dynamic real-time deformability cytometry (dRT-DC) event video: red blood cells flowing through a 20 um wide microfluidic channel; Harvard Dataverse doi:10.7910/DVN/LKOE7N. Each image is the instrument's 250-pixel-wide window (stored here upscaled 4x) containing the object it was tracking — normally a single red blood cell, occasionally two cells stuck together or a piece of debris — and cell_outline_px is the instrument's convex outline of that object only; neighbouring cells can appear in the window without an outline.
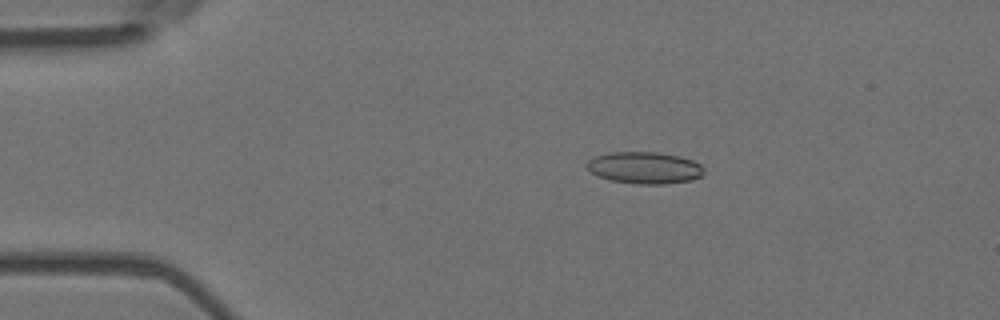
{"species": "Egyptian fruit bat (a non-hibernating species)", "species_latin": "Rousettus aegyptiacus", "temperature_condition": "room temperature", "stored_images_in_passage": 54, "camera_frame_rate_fps": 3000, "um_per_image_px": 0.085, "animal": {"sex": "female"}, "frame": {"image": 1, "passage_image": 9, "time_ms": 2.667, "image_size_px": [1000, 320], "cell_outline_px": [[704, 172], [700, 176], [692, 180], [664, 184], [636, 184], [612, 180], [596, 176], [584, 164], [588, 160], [596, 156], [608, 152], [656, 152], [680, 156], [692, 160], [700, 164], [704, 168]], "centroid_in_image_um": [54.78, 14.26], "position_along_channel_um": 30.2, "area_um2": 21.79}}
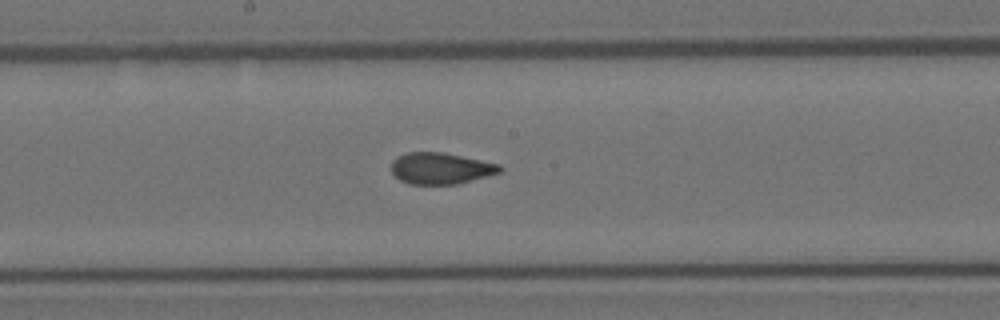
{"frame": {"image": 2, "passage_image": 28, "time_ms": 9.0, "image_size_px": [1000, 320], "cell_outline_px": [[504, 168], [500, 172], [456, 184], [408, 184], [400, 180], [392, 172], [392, 160], [396, 156], [408, 152], [444, 152], [500, 164]], "centroid_in_image_um": [37.44, 14.3], "position_along_channel_um": 210.8, "area_um2": 19.83}}
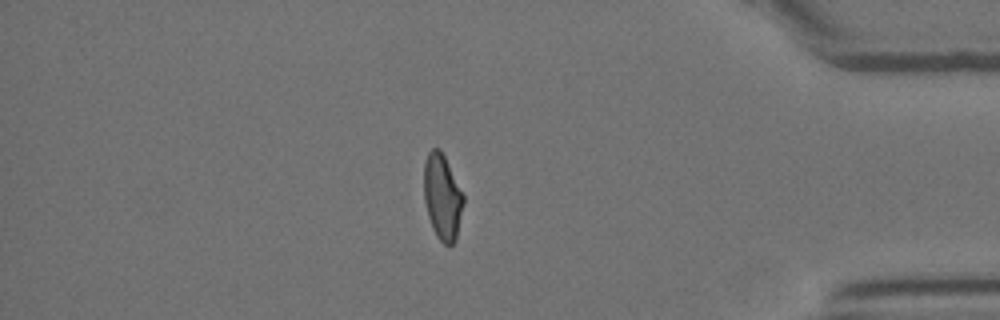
{"frame": {"image": 3, "passage_image": 46, "time_ms": 15.0, "image_size_px": [1000, 320], "cell_outline_px": [[464, 204], [456, 240], [448, 248], [436, 236], [432, 228], [428, 216], [424, 200], [424, 164], [428, 152], [432, 148], [440, 148], [464, 196]], "centroid_in_image_um": [37.6, 16.78], "position_along_channel_um": 397.6, "area_um2": 19.77}, "authors_computed_cell_mechanics": {"area_um2": 20.5768, "velocity_mm_per_s": 3.6847, "shape_relaxation_time_tau1_ms": null, "shape_relaxation_time_tau2_ms": 1.3109, "deformation_change_tau1": null, "deformation_change_tau2": 0.0676}}